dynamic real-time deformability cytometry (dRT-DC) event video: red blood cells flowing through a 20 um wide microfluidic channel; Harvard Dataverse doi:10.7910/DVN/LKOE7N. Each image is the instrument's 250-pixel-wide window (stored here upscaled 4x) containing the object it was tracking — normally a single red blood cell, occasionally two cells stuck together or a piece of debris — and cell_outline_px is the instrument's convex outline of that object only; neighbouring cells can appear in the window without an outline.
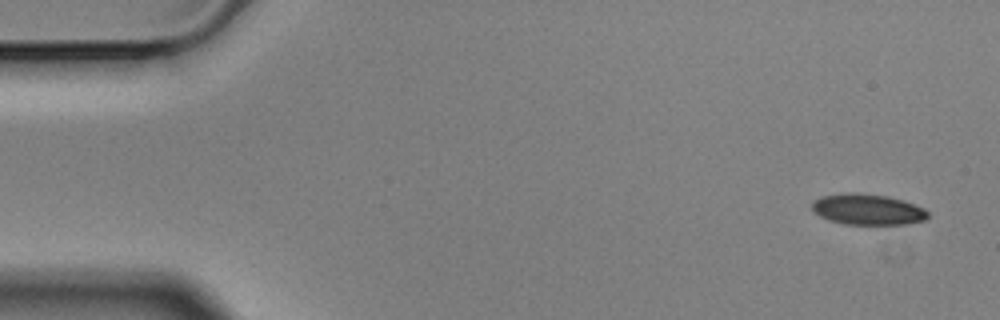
{"species": "Egyptian fruit bat (a non-hibernating species)", "species_latin": "Rousettus aegyptiacus", "temperature_condition": "cold", "stored_images_in_passage": 5, "camera_frame_rate_fps": 3000, "um_per_image_px": 0.085, "animal": {"sex": "male"}, "frame": {"image": 1, "passage_image": 1, "time_ms": 0.0, "image_size_px": [1000, 320], "cell_outline_px": [[928, 216], [924, 220], [904, 224], [848, 224], [828, 220], [820, 216], [812, 208], [812, 200], [820, 196], [852, 192], [856, 192], [888, 196], [904, 200], [924, 208], [928, 212]], "centroid_in_image_um": [73.74, 17.78], "position_along_channel_um": 11.3, "area_um2": 20.81}}
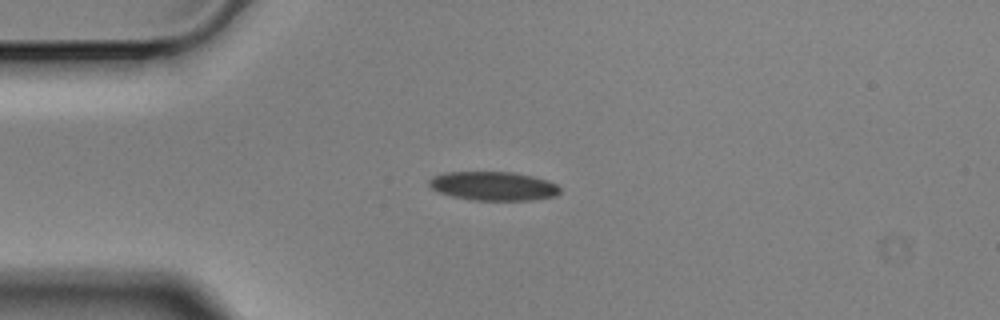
{"frame": {"image": 2, "passage_image": 4, "time_ms": 1.0, "image_size_px": [1000, 320], "cell_outline_px": [[560, 192], [556, 196], [532, 200], [476, 200], [452, 196], [440, 192], [432, 188], [428, 184], [428, 180], [432, 176], [444, 172], [512, 172], [532, 176], [548, 180], [556, 184], [560, 188]], "centroid_in_image_um": [41.94, 15.81], "position_along_channel_um": 43.1, "area_um2": 22.02}}